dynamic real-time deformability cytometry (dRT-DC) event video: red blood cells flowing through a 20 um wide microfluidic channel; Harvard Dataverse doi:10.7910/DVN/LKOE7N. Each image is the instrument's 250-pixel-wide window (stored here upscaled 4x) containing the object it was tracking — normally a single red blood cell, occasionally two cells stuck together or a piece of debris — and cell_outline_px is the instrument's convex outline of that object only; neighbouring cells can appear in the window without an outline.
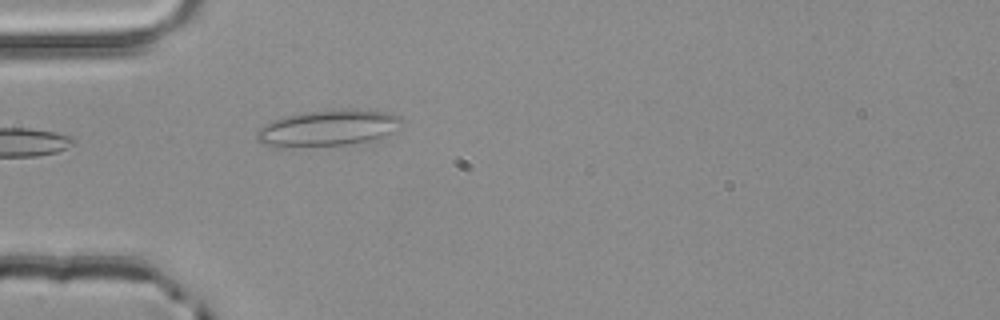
{"species": "common noctule bat (a hibernating species)", "species_latin": "Nyctalus noctula", "temperature_condition": "room temperature", "stored_images_in_passage": 1, "camera_frame_rate_fps": 3000, "um_per_image_px": 0.085, "animal": {"sex": "male", "body_mass_g": 20.4}, "frame": {"image": 1, "passage_image": 1, "time_ms": 0.0, "image_size_px": [1000, 320], "cell_outline_px": [[404, 120], [396, 132], [380, 140], [344, 144], [264, 144], [256, 136], [256, 132], [264, 124], [272, 120], [284, 116], [308, 112], [340, 108], [356, 108], [388, 112], [400, 116]], "centroid_in_image_um": [28.08, 10.82], "position_along_channel_um": 56.9, "area_um2": 30.17}}